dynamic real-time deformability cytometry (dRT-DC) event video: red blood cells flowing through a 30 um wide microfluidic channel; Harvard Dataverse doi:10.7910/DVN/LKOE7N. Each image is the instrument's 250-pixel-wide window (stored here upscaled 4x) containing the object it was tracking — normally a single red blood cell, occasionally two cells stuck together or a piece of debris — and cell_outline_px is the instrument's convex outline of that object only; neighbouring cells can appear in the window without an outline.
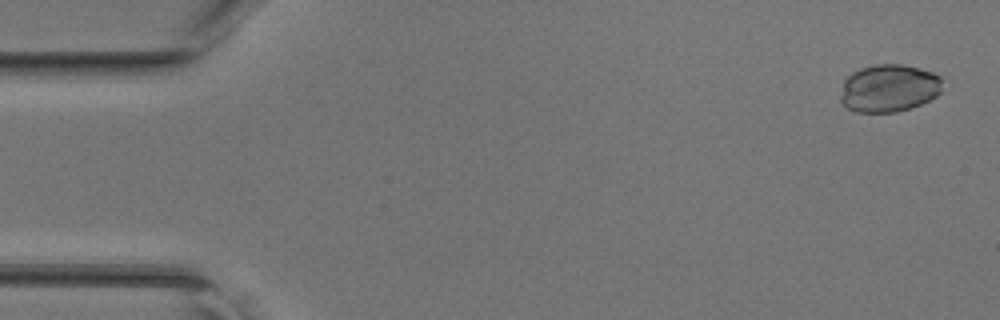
{"species": "common noctule bat (a hibernating species)", "species_latin": "Nyctalus noctula", "temperature_condition": "room temperature", "stored_images_in_passage": 45, "camera_frame_rate_fps": 3000, "um_per_image_px": 0.085, "animal": {"sex": "female", "body_mass_g": 17.0, "forearm_length_mm": 48.0}, "frame": {"image": 1, "passage_image": 1, "time_ms": 0.0, "image_size_px": [1000, 320], "cell_outline_px": [[940, 92], [936, 96], [920, 104], [896, 112], [856, 112], [848, 108], [840, 100], [840, 96], [844, 80], [852, 72], [860, 68], [872, 64], [904, 64], [932, 72], [940, 76]], "centroid_in_image_um": [75.52, 7.48], "position_along_channel_um": 9.5, "area_um2": 28.21}}
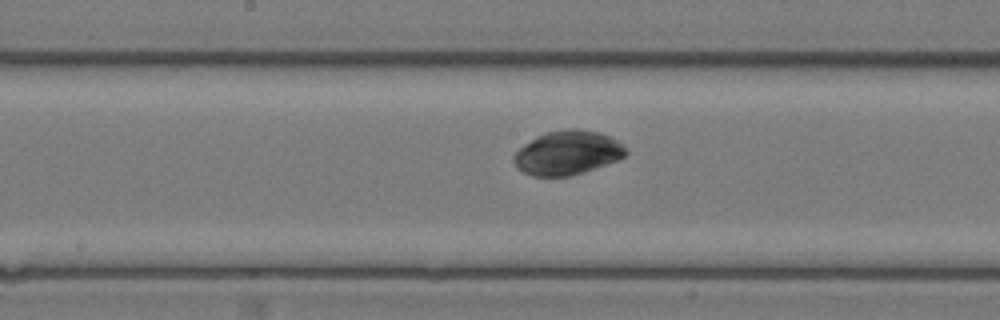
{"frame": {"image": 2, "passage_image": 23, "time_ms": 7.333, "image_size_px": [1000, 320], "cell_outline_px": [[628, 152], [624, 156], [616, 160], [584, 172], [568, 176], [532, 176], [516, 168], [512, 160], [512, 156], [524, 144], [536, 136], [544, 132], [576, 128], [600, 132], [616, 140]], "centroid_in_image_um": [48.18, 12.98], "position_along_channel_um": 200.0, "area_um2": 28.61}}
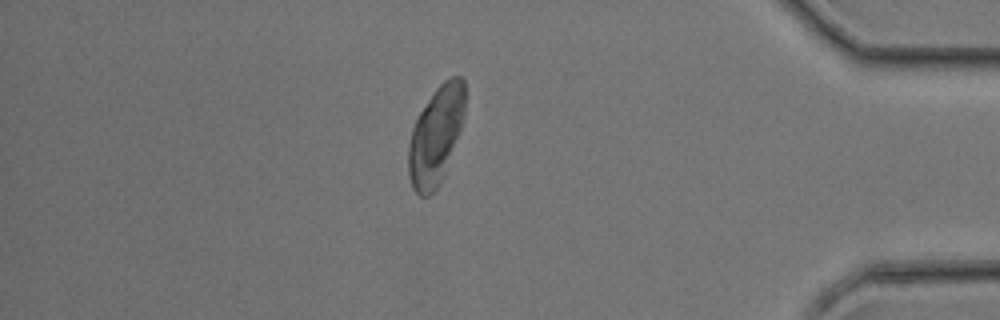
{"frame": {"image": 3, "passage_image": 39, "time_ms": 12.667, "image_size_px": [1000, 320], "cell_outline_px": [[464, 112], [460, 132], [444, 176], [440, 184], [428, 196], [420, 196], [412, 188], [408, 176], [408, 144], [412, 128], [420, 112], [436, 88], [444, 80], [452, 76], [460, 76], [464, 80]], "centroid_in_image_um": [37.04, 11.55], "position_along_channel_um": 398.2, "area_um2": 32.25}}